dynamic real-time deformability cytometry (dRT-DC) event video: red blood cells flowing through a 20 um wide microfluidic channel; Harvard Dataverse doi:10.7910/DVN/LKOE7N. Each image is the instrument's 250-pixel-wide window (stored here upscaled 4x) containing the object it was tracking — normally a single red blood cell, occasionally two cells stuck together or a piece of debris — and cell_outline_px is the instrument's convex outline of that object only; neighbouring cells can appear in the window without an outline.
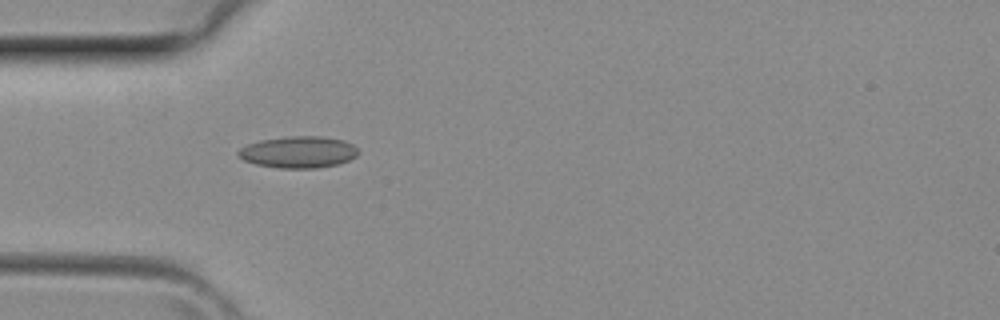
{"species": "common noctule bat (a hibernating species)", "species_latin": "Nyctalus noctula", "temperature_condition": "room temperature", "stored_images_in_passage": 4, "camera_frame_rate_fps": 3000, "um_per_image_px": 0.085, "animal": {"sex": "female", "body_mass_g": 29.2, "forearm_length_mm": 56.3}, "frame": {"image": 1, "passage_image": 3, "time_ms": 0.667, "image_size_px": [1000, 320], "cell_outline_px": [[360, 152], [356, 156], [340, 164], [316, 168], [280, 168], [256, 164], [244, 160], [236, 156], [236, 152], [240, 148], [248, 144], [260, 140], [288, 136], [320, 136], [344, 140], [352, 144]], "centroid_in_image_um": [25.35, 12.93], "position_along_channel_um": 59.6, "area_um2": 22.25}}
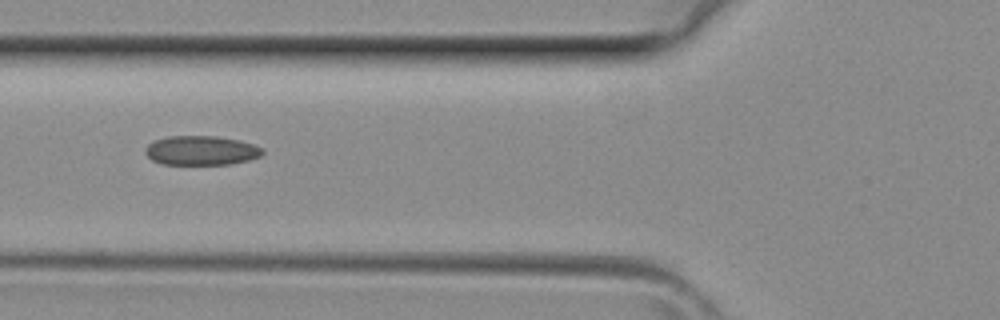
{"frame": {"image": 2, "passage_image": 4, "time_ms": 1.0, "image_size_px": [1000, 320], "cell_outline_px": [[264, 152], [260, 156], [248, 160], [232, 164], [164, 164], [152, 160], [144, 152], [148, 144], [152, 140], [168, 136], [216, 136], [240, 140], [264, 148]], "centroid_in_image_um": [17.1, 12.78], "position_along_channel_um": 108.7, "area_um2": 20.11}}